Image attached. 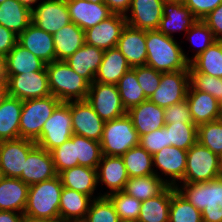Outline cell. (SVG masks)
I'll list each match as a JSON object with an SVG mask.
<instances>
[{
	"label": "cell",
	"instance_id": "56",
	"mask_svg": "<svg viewBox=\"0 0 222 222\" xmlns=\"http://www.w3.org/2000/svg\"><path fill=\"white\" fill-rule=\"evenodd\" d=\"M23 217L24 214L18 215V212L0 211V222H22Z\"/></svg>",
	"mask_w": 222,
	"mask_h": 222
},
{
	"label": "cell",
	"instance_id": "8",
	"mask_svg": "<svg viewBox=\"0 0 222 222\" xmlns=\"http://www.w3.org/2000/svg\"><path fill=\"white\" fill-rule=\"evenodd\" d=\"M72 135L73 129L69 102H61L43 125L36 145L50 152L68 141Z\"/></svg>",
	"mask_w": 222,
	"mask_h": 222
},
{
	"label": "cell",
	"instance_id": "5",
	"mask_svg": "<svg viewBox=\"0 0 222 222\" xmlns=\"http://www.w3.org/2000/svg\"><path fill=\"white\" fill-rule=\"evenodd\" d=\"M60 103L61 101L53 95L24 100L20 115L19 138L36 142L43 125Z\"/></svg>",
	"mask_w": 222,
	"mask_h": 222
},
{
	"label": "cell",
	"instance_id": "36",
	"mask_svg": "<svg viewBox=\"0 0 222 222\" xmlns=\"http://www.w3.org/2000/svg\"><path fill=\"white\" fill-rule=\"evenodd\" d=\"M171 202V186L161 194L141 203L138 222H168Z\"/></svg>",
	"mask_w": 222,
	"mask_h": 222
},
{
	"label": "cell",
	"instance_id": "26",
	"mask_svg": "<svg viewBox=\"0 0 222 222\" xmlns=\"http://www.w3.org/2000/svg\"><path fill=\"white\" fill-rule=\"evenodd\" d=\"M186 99L193 123L197 127L221 119L220 102L210 94L201 91H187Z\"/></svg>",
	"mask_w": 222,
	"mask_h": 222
},
{
	"label": "cell",
	"instance_id": "11",
	"mask_svg": "<svg viewBox=\"0 0 222 222\" xmlns=\"http://www.w3.org/2000/svg\"><path fill=\"white\" fill-rule=\"evenodd\" d=\"M189 85V70L162 73L160 85L149 100L167 108L186 99Z\"/></svg>",
	"mask_w": 222,
	"mask_h": 222
},
{
	"label": "cell",
	"instance_id": "58",
	"mask_svg": "<svg viewBox=\"0 0 222 222\" xmlns=\"http://www.w3.org/2000/svg\"><path fill=\"white\" fill-rule=\"evenodd\" d=\"M7 88L4 80H0V106L4 100V98L7 96Z\"/></svg>",
	"mask_w": 222,
	"mask_h": 222
},
{
	"label": "cell",
	"instance_id": "45",
	"mask_svg": "<svg viewBox=\"0 0 222 222\" xmlns=\"http://www.w3.org/2000/svg\"><path fill=\"white\" fill-rule=\"evenodd\" d=\"M113 204L119 220H138L141 209V201L127 195L123 191L106 196Z\"/></svg>",
	"mask_w": 222,
	"mask_h": 222
},
{
	"label": "cell",
	"instance_id": "28",
	"mask_svg": "<svg viewBox=\"0 0 222 222\" xmlns=\"http://www.w3.org/2000/svg\"><path fill=\"white\" fill-rule=\"evenodd\" d=\"M91 197L63 187L60 204L59 215L63 222H83L89 210Z\"/></svg>",
	"mask_w": 222,
	"mask_h": 222
},
{
	"label": "cell",
	"instance_id": "53",
	"mask_svg": "<svg viewBox=\"0 0 222 222\" xmlns=\"http://www.w3.org/2000/svg\"><path fill=\"white\" fill-rule=\"evenodd\" d=\"M203 21L213 32L215 38L217 40H222V3L210 12Z\"/></svg>",
	"mask_w": 222,
	"mask_h": 222
},
{
	"label": "cell",
	"instance_id": "25",
	"mask_svg": "<svg viewBox=\"0 0 222 222\" xmlns=\"http://www.w3.org/2000/svg\"><path fill=\"white\" fill-rule=\"evenodd\" d=\"M29 185L19 178L0 176V211H19L23 214L27 204Z\"/></svg>",
	"mask_w": 222,
	"mask_h": 222
},
{
	"label": "cell",
	"instance_id": "48",
	"mask_svg": "<svg viewBox=\"0 0 222 222\" xmlns=\"http://www.w3.org/2000/svg\"><path fill=\"white\" fill-rule=\"evenodd\" d=\"M132 68L136 72L138 83L145 97L149 99L160 85L162 72L148 66H136Z\"/></svg>",
	"mask_w": 222,
	"mask_h": 222
},
{
	"label": "cell",
	"instance_id": "46",
	"mask_svg": "<svg viewBox=\"0 0 222 222\" xmlns=\"http://www.w3.org/2000/svg\"><path fill=\"white\" fill-rule=\"evenodd\" d=\"M118 214L107 197L98 196L92 200L83 222H119Z\"/></svg>",
	"mask_w": 222,
	"mask_h": 222
},
{
	"label": "cell",
	"instance_id": "10",
	"mask_svg": "<svg viewBox=\"0 0 222 222\" xmlns=\"http://www.w3.org/2000/svg\"><path fill=\"white\" fill-rule=\"evenodd\" d=\"M7 94L22 101L51 95L47 71L4 74Z\"/></svg>",
	"mask_w": 222,
	"mask_h": 222
},
{
	"label": "cell",
	"instance_id": "62",
	"mask_svg": "<svg viewBox=\"0 0 222 222\" xmlns=\"http://www.w3.org/2000/svg\"><path fill=\"white\" fill-rule=\"evenodd\" d=\"M119 222H138L137 220H120Z\"/></svg>",
	"mask_w": 222,
	"mask_h": 222
},
{
	"label": "cell",
	"instance_id": "22",
	"mask_svg": "<svg viewBox=\"0 0 222 222\" xmlns=\"http://www.w3.org/2000/svg\"><path fill=\"white\" fill-rule=\"evenodd\" d=\"M139 137L165 126L164 108L157 106L149 99L127 110Z\"/></svg>",
	"mask_w": 222,
	"mask_h": 222
},
{
	"label": "cell",
	"instance_id": "13",
	"mask_svg": "<svg viewBox=\"0 0 222 222\" xmlns=\"http://www.w3.org/2000/svg\"><path fill=\"white\" fill-rule=\"evenodd\" d=\"M73 134L100 142L105 122L86 100L69 101Z\"/></svg>",
	"mask_w": 222,
	"mask_h": 222
},
{
	"label": "cell",
	"instance_id": "38",
	"mask_svg": "<svg viewBox=\"0 0 222 222\" xmlns=\"http://www.w3.org/2000/svg\"><path fill=\"white\" fill-rule=\"evenodd\" d=\"M129 178L156 174L153 171L152 155L140 145L129 149L121 156Z\"/></svg>",
	"mask_w": 222,
	"mask_h": 222
},
{
	"label": "cell",
	"instance_id": "2",
	"mask_svg": "<svg viewBox=\"0 0 222 222\" xmlns=\"http://www.w3.org/2000/svg\"><path fill=\"white\" fill-rule=\"evenodd\" d=\"M183 184L181 188L176 184V190L201 212L203 222H222L221 176L208 182Z\"/></svg>",
	"mask_w": 222,
	"mask_h": 222
},
{
	"label": "cell",
	"instance_id": "35",
	"mask_svg": "<svg viewBox=\"0 0 222 222\" xmlns=\"http://www.w3.org/2000/svg\"><path fill=\"white\" fill-rule=\"evenodd\" d=\"M23 101L7 95L0 106V141L19 138Z\"/></svg>",
	"mask_w": 222,
	"mask_h": 222
},
{
	"label": "cell",
	"instance_id": "27",
	"mask_svg": "<svg viewBox=\"0 0 222 222\" xmlns=\"http://www.w3.org/2000/svg\"><path fill=\"white\" fill-rule=\"evenodd\" d=\"M153 164L161 169L162 173L171 176L170 186H176V180L184 179L187 151L174 146L164 147L152 156Z\"/></svg>",
	"mask_w": 222,
	"mask_h": 222
},
{
	"label": "cell",
	"instance_id": "51",
	"mask_svg": "<svg viewBox=\"0 0 222 222\" xmlns=\"http://www.w3.org/2000/svg\"><path fill=\"white\" fill-rule=\"evenodd\" d=\"M165 124L193 123L187 99L164 108Z\"/></svg>",
	"mask_w": 222,
	"mask_h": 222
},
{
	"label": "cell",
	"instance_id": "34",
	"mask_svg": "<svg viewBox=\"0 0 222 222\" xmlns=\"http://www.w3.org/2000/svg\"><path fill=\"white\" fill-rule=\"evenodd\" d=\"M169 185V180H163L156 173L143 177L129 178L123 192L142 202L161 194Z\"/></svg>",
	"mask_w": 222,
	"mask_h": 222
},
{
	"label": "cell",
	"instance_id": "20",
	"mask_svg": "<svg viewBox=\"0 0 222 222\" xmlns=\"http://www.w3.org/2000/svg\"><path fill=\"white\" fill-rule=\"evenodd\" d=\"M18 43L45 64L55 61V46L52 34L38 28L33 23L18 36Z\"/></svg>",
	"mask_w": 222,
	"mask_h": 222
},
{
	"label": "cell",
	"instance_id": "4",
	"mask_svg": "<svg viewBox=\"0 0 222 222\" xmlns=\"http://www.w3.org/2000/svg\"><path fill=\"white\" fill-rule=\"evenodd\" d=\"M63 185L57 175L29 186L24 216L35 218H60L59 204Z\"/></svg>",
	"mask_w": 222,
	"mask_h": 222
},
{
	"label": "cell",
	"instance_id": "39",
	"mask_svg": "<svg viewBox=\"0 0 222 222\" xmlns=\"http://www.w3.org/2000/svg\"><path fill=\"white\" fill-rule=\"evenodd\" d=\"M168 222H203L201 212L171 186V202Z\"/></svg>",
	"mask_w": 222,
	"mask_h": 222
},
{
	"label": "cell",
	"instance_id": "31",
	"mask_svg": "<svg viewBox=\"0 0 222 222\" xmlns=\"http://www.w3.org/2000/svg\"><path fill=\"white\" fill-rule=\"evenodd\" d=\"M46 71V64L18 42L5 56V74Z\"/></svg>",
	"mask_w": 222,
	"mask_h": 222
},
{
	"label": "cell",
	"instance_id": "18",
	"mask_svg": "<svg viewBox=\"0 0 222 222\" xmlns=\"http://www.w3.org/2000/svg\"><path fill=\"white\" fill-rule=\"evenodd\" d=\"M71 22L82 30H87L99 24L113 12L104 3L88 2L86 0H66Z\"/></svg>",
	"mask_w": 222,
	"mask_h": 222
},
{
	"label": "cell",
	"instance_id": "57",
	"mask_svg": "<svg viewBox=\"0 0 222 222\" xmlns=\"http://www.w3.org/2000/svg\"><path fill=\"white\" fill-rule=\"evenodd\" d=\"M22 222H63L60 218H35L24 216Z\"/></svg>",
	"mask_w": 222,
	"mask_h": 222
},
{
	"label": "cell",
	"instance_id": "40",
	"mask_svg": "<svg viewBox=\"0 0 222 222\" xmlns=\"http://www.w3.org/2000/svg\"><path fill=\"white\" fill-rule=\"evenodd\" d=\"M119 94L126 110L133 106L141 104L147 100L141 89L136 72L133 68H130L117 83Z\"/></svg>",
	"mask_w": 222,
	"mask_h": 222
},
{
	"label": "cell",
	"instance_id": "54",
	"mask_svg": "<svg viewBox=\"0 0 222 222\" xmlns=\"http://www.w3.org/2000/svg\"><path fill=\"white\" fill-rule=\"evenodd\" d=\"M18 42V36L0 25V53L7 55Z\"/></svg>",
	"mask_w": 222,
	"mask_h": 222
},
{
	"label": "cell",
	"instance_id": "17",
	"mask_svg": "<svg viewBox=\"0 0 222 222\" xmlns=\"http://www.w3.org/2000/svg\"><path fill=\"white\" fill-rule=\"evenodd\" d=\"M165 0H132L131 17L125 15L127 25L140 30H158L163 17Z\"/></svg>",
	"mask_w": 222,
	"mask_h": 222
},
{
	"label": "cell",
	"instance_id": "49",
	"mask_svg": "<svg viewBox=\"0 0 222 222\" xmlns=\"http://www.w3.org/2000/svg\"><path fill=\"white\" fill-rule=\"evenodd\" d=\"M188 33L190 35L189 40L191 39L190 42L196 46H199V50L196 51L197 53L195 54L193 59L196 56L203 53L210 45H212L214 42L217 41L213 32L209 29L207 24L203 20H200V19H197V21L192 25V27L189 29L187 34ZM194 38H197V39H195L196 43H197V41H199V39H201L202 44H198V45L195 44V42L193 41Z\"/></svg>",
	"mask_w": 222,
	"mask_h": 222
},
{
	"label": "cell",
	"instance_id": "61",
	"mask_svg": "<svg viewBox=\"0 0 222 222\" xmlns=\"http://www.w3.org/2000/svg\"><path fill=\"white\" fill-rule=\"evenodd\" d=\"M88 2H94V3H100V2H104V0H86Z\"/></svg>",
	"mask_w": 222,
	"mask_h": 222
},
{
	"label": "cell",
	"instance_id": "33",
	"mask_svg": "<svg viewBox=\"0 0 222 222\" xmlns=\"http://www.w3.org/2000/svg\"><path fill=\"white\" fill-rule=\"evenodd\" d=\"M32 23L31 10L18 0L0 4V25L19 36Z\"/></svg>",
	"mask_w": 222,
	"mask_h": 222
},
{
	"label": "cell",
	"instance_id": "64",
	"mask_svg": "<svg viewBox=\"0 0 222 222\" xmlns=\"http://www.w3.org/2000/svg\"><path fill=\"white\" fill-rule=\"evenodd\" d=\"M220 159H221V177H222V157Z\"/></svg>",
	"mask_w": 222,
	"mask_h": 222
},
{
	"label": "cell",
	"instance_id": "47",
	"mask_svg": "<svg viewBox=\"0 0 222 222\" xmlns=\"http://www.w3.org/2000/svg\"><path fill=\"white\" fill-rule=\"evenodd\" d=\"M50 153L57 174L78 165V159H76V143H73V135L68 141L51 150Z\"/></svg>",
	"mask_w": 222,
	"mask_h": 222
},
{
	"label": "cell",
	"instance_id": "55",
	"mask_svg": "<svg viewBox=\"0 0 222 222\" xmlns=\"http://www.w3.org/2000/svg\"><path fill=\"white\" fill-rule=\"evenodd\" d=\"M132 0H104V3L113 13L126 15Z\"/></svg>",
	"mask_w": 222,
	"mask_h": 222
},
{
	"label": "cell",
	"instance_id": "43",
	"mask_svg": "<svg viewBox=\"0 0 222 222\" xmlns=\"http://www.w3.org/2000/svg\"><path fill=\"white\" fill-rule=\"evenodd\" d=\"M189 83L188 91L205 92L219 102L222 100V78L197 72L189 65Z\"/></svg>",
	"mask_w": 222,
	"mask_h": 222
},
{
	"label": "cell",
	"instance_id": "29",
	"mask_svg": "<svg viewBox=\"0 0 222 222\" xmlns=\"http://www.w3.org/2000/svg\"><path fill=\"white\" fill-rule=\"evenodd\" d=\"M131 68L123 54L115 47L104 52L103 60L94 82L117 85L120 78Z\"/></svg>",
	"mask_w": 222,
	"mask_h": 222
},
{
	"label": "cell",
	"instance_id": "41",
	"mask_svg": "<svg viewBox=\"0 0 222 222\" xmlns=\"http://www.w3.org/2000/svg\"><path fill=\"white\" fill-rule=\"evenodd\" d=\"M168 133V146H174L182 150H189L198 137V127L194 123L165 124Z\"/></svg>",
	"mask_w": 222,
	"mask_h": 222
},
{
	"label": "cell",
	"instance_id": "15",
	"mask_svg": "<svg viewBox=\"0 0 222 222\" xmlns=\"http://www.w3.org/2000/svg\"><path fill=\"white\" fill-rule=\"evenodd\" d=\"M126 24L125 15L113 13L99 24L85 30V43L103 50L115 48Z\"/></svg>",
	"mask_w": 222,
	"mask_h": 222
},
{
	"label": "cell",
	"instance_id": "19",
	"mask_svg": "<svg viewBox=\"0 0 222 222\" xmlns=\"http://www.w3.org/2000/svg\"><path fill=\"white\" fill-rule=\"evenodd\" d=\"M116 48L126 58L132 67L146 66V31L136 29L126 24L123 28Z\"/></svg>",
	"mask_w": 222,
	"mask_h": 222
},
{
	"label": "cell",
	"instance_id": "32",
	"mask_svg": "<svg viewBox=\"0 0 222 222\" xmlns=\"http://www.w3.org/2000/svg\"><path fill=\"white\" fill-rule=\"evenodd\" d=\"M63 187L93 196L97 186V169L77 165L58 174Z\"/></svg>",
	"mask_w": 222,
	"mask_h": 222
},
{
	"label": "cell",
	"instance_id": "3",
	"mask_svg": "<svg viewBox=\"0 0 222 222\" xmlns=\"http://www.w3.org/2000/svg\"><path fill=\"white\" fill-rule=\"evenodd\" d=\"M51 95L61 102L86 100L90 83L64 61L55 60L46 64Z\"/></svg>",
	"mask_w": 222,
	"mask_h": 222
},
{
	"label": "cell",
	"instance_id": "52",
	"mask_svg": "<svg viewBox=\"0 0 222 222\" xmlns=\"http://www.w3.org/2000/svg\"><path fill=\"white\" fill-rule=\"evenodd\" d=\"M183 3L197 19L203 20L222 3V0H183Z\"/></svg>",
	"mask_w": 222,
	"mask_h": 222
},
{
	"label": "cell",
	"instance_id": "60",
	"mask_svg": "<svg viewBox=\"0 0 222 222\" xmlns=\"http://www.w3.org/2000/svg\"><path fill=\"white\" fill-rule=\"evenodd\" d=\"M23 6L29 8L31 11L33 9V4L37 3L38 0H18Z\"/></svg>",
	"mask_w": 222,
	"mask_h": 222
},
{
	"label": "cell",
	"instance_id": "50",
	"mask_svg": "<svg viewBox=\"0 0 222 222\" xmlns=\"http://www.w3.org/2000/svg\"><path fill=\"white\" fill-rule=\"evenodd\" d=\"M139 145L152 156L168 147V133L166 127L151 131L149 134L140 136Z\"/></svg>",
	"mask_w": 222,
	"mask_h": 222
},
{
	"label": "cell",
	"instance_id": "59",
	"mask_svg": "<svg viewBox=\"0 0 222 222\" xmlns=\"http://www.w3.org/2000/svg\"><path fill=\"white\" fill-rule=\"evenodd\" d=\"M5 74V55L0 53V80H4Z\"/></svg>",
	"mask_w": 222,
	"mask_h": 222
},
{
	"label": "cell",
	"instance_id": "30",
	"mask_svg": "<svg viewBox=\"0 0 222 222\" xmlns=\"http://www.w3.org/2000/svg\"><path fill=\"white\" fill-rule=\"evenodd\" d=\"M52 36L55 46V60L65 61L85 44V31L73 22Z\"/></svg>",
	"mask_w": 222,
	"mask_h": 222
},
{
	"label": "cell",
	"instance_id": "42",
	"mask_svg": "<svg viewBox=\"0 0 222 222\" xmlns=\"http://www.w3.org/2000/svg\"><path fill=\"white\" fill-rule=\"evenodd\" d=\"M73 143H76L78 165L97 169L102 158L100 142L73 134Z\"/></svg>",
	"mask_w": 222,
	"mask_h": 222
},
{
	"label": "cell",
	"instance_id": "6",
	"mask_svg": "<svg viewBox=\"0 0 222 222\" xmlns=\"http://www.w3.org/2000/svg\"><path fill=\"white\" fill-rule=\"evenodd\" d=\"M139 135L132 120L125 114L104 124L100 140L102 155L122 156L139 145Z\"/></svg>",
	"mask_w": 222,
	"mask_h": 222
},
{
	"label": "cell",
	"instance_id": "24",
	"mask_svg": "<svg viewBox=\"0 0 222 222\" xmlns=\"http://www.w3.org/2000/svg\"><path fill=\"white\" fill-rule=\"evenodd\" d=\"M128 179L126 167L121 156L102 155L97 167V182L100 180V182L105 183L111 191L110 193H105L102 197L123 191Z\"/></svg>",
	"mask_w": 222,
	"mask_h": 222
},
{
	"label": "cell",
	"instance_id": "65",
	"mask_svg": "<svg viewBox=\"0 0 222 222\" xmlns=\"http://www.w3.org/2000/svg\"><path fill=\"white\" fill-rule=\"evenodd\" d=\"M165 1H170V0H165ZM172 1H183V0H172Z\"/></svg>",
	"mask_w": 222,
	"mask_h": 222
},
{
	"label": "cell",
	"instance_id": "63",
	"mask_svg": "<svg viewBox=\"0 0 222 222\" xmlns=\"http://www.w3.org/2000/svg\"><path fill=\"white\" fill-rule=\"evenodd\" d=\"M220 115H221V119H222V100L220 101Z\"/></svg>",
	"mask_w": 222,
	"mask_h": 222
},
{
	"label": "cell",
	"instance_id": "14",
	"mask_svg": "<svg viewBox=\"0 0 222 222\" xmlns=\"http://www.w3.org/2000/svg\"><path fill=\"white\" fill-rule=\"evenodd\" d=\"M32 23L49 34H55L71 23L66 0H45L32 9Z\"/></svg>",
	"mask_w": 222,
	"mask_h": 222
},
{
	"label": "cell",
	"instance_id": "23",
	"mask_svg": "<svg viewBox=\"0 0 222 222\" xmlns=\"http://www.w3.org/2000/svg\"><path fill=\"white\" fill-rule=\"evenodd\" d=\"M104 52L105 50L101 48L85 43L73 55L69 56L65 62L75 73L84 77L91 84L95 80Z\"/></svg>",
	"mask_w": 222,
	"mask_h": 222
},
{
	"label": "cell",
	"instance_id": "9",
	"mask_svg": "<svg viewBox=\"0 0 222 222\" xmlns=\"http://www.w3.org/2000/svg\"><path fill=\"white\" fill-rule=\"evenodd\" d=\"M86 101L104 122L127 114L117 85L99 82L91 83Z\"/></svg>",
	"mask_w": 222,
	"mask_h": 222
},
{
	"label": "cell",
	"instance_id": "37",
	"mask_svg": "<svg viewBox=\"0 0 222 222\" xmlns=\"http://www.w3.org/2000/svg\"><path fill=\"white\" fill-rule=\"evenodd\" d=\"M189 65L197 72L222 78V40H217Z\"/></svg>",
	"mask_w": 222,
	"mask_h": 222
},
{
	"label": "cell",
	"instance_id": "1",
	"mask_svg": "<svg viewBox=\"0 0 222 222\" xmlns=\"http://www.w3.org/2000/svg\"><path fill=\"white\" fill-rule=\"evenodd\" d=\"M146 66L156 71L166 73L179 70H189L191 60L184 54L182 48L173 37L159 30L146 31Z\"/></svg>",
	"mask_w": 222,
	"mask_h": 222
},
{
	"label": "cell",
	"instance_id": "12",
	"mask_svg": "<svg viewBox=\"0 0 222 222\" xmlns=\"http://www.w3.org/2000/svg\"><path fill=\"white\" fill-rule=\"evenodd\" d=\"M35 145V141L24 138L0 141V176L19 178Z\"/></svg>",
	"mask_w": 222,
	"mask_h": 222
},
{
	"label": "cell",
	"instance_id": "44",
	"mask_svg": "<svg viewBox=\"0 0 222 222\" xmlns=\"http://www.w3.org/2000/svg\"><path fill=\"white\" fill-rule=\"evenodd\" d=\"M197 141L221 158L222 119L199 125Z\"/></svg>",
	"mask_w": 222,
	"mask_h": 222
},
{
	"label": "cell",
	"instance_id": "7",
	"mask_svg": "<svg viewBox=\"0 0 222 222\" xmlns=\"http://www.w3.org/2000/svg\"><path fill=\"white\" fill-rule=\"evenodd\" d=\"M221 176V159L198 141L187 150L182 183L208 182Z\"/></svg>",
	"mask_w": 222,
	"mask_h": 222
},
{
	"label": "cell",
	"instance_id": "16",
	"mask_svg": "<svg viewBox=\"0 0 222 222\" xmlns=\"http://www.w3.org/2000/svg\"><path fill=\"white\" fill-rule=\"evenodd\" d=\"M57 175L51 153L35 145L27 155L24 170L19 179L31 186Z\"/></svg>",
	"mask_w": 222,
	"mask_h": 222
},
{
	"label": "cell",
	"instance_id": "21",
	"mask_svg": "<svg viewBox=\"0 0 222 222\" xmlns=\"http://www.w3.org/2000/svg\"><path fill=\"white\" fill-rule=\"evenodd\" d=\"M196 21L197 18L183 1H165L163 5V17L160 20L158 30L172 37L171 33L176 30H185L187 33Z\"/></svg>",
	"mask_w": 222,
	"mask_h": 222
}]
</instances>
